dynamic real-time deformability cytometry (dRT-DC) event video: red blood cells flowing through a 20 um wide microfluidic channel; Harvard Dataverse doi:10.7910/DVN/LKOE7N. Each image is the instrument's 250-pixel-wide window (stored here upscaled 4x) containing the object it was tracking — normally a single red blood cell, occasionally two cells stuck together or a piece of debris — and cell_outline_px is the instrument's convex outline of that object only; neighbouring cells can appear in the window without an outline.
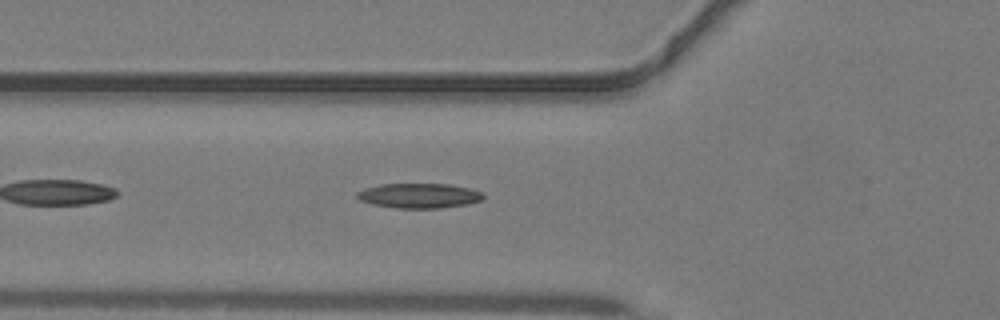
{"species": "common noctule bat (a hibernating species)", "species_latin": "Nyctalus noctula", "temperature_condition": "warm", "stored_images_in_passage": 32, "camera_frame_rate_fps": 3000, "um_per_image_px": 0.085, "animal": {"sex": "male", "body_mass_g": 19.2, "forearm_length_mm": 51.8}, "frame": {"image": 1, "passage_image": 4, "time_ms": 1.0, "image_size_px": [1000, 320], "cell_outline_px": [[484, 196], [480, 200], [468, 204], [440, 208], [396, 208], [372, 204], [360, 200], [356, 196], [356, 192], [364, 188], [380, 184], [448, 184], [468, 188], [480, 192]], "centroid_in_image_um": [35.57, 16.63], "position_along_channel_um": 90.2, "area_um2": 18.15}}
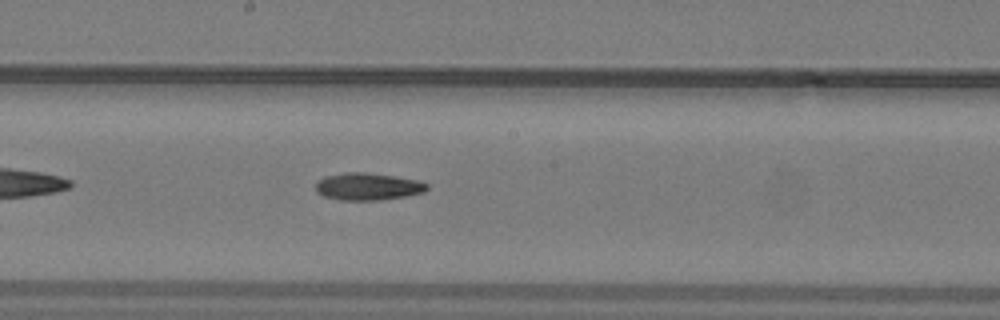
{"frame": {"image": 2, "passage_image": 12, "time_ms": 3.667, "image_size_px": [1000, 320], "cell_outline_px": [[428, 188], [424, 192], [404, 196], [380, 200], [340, 200], [324, 196], [316, 192], [316, 184], [324, 176], [344, 172], [364, 172], [420, 180], [428, 184]], "centroid_in_image_um": [31.26, 15.85], "position_along_channel_um": 216.9, "area_um2": 17.63}}
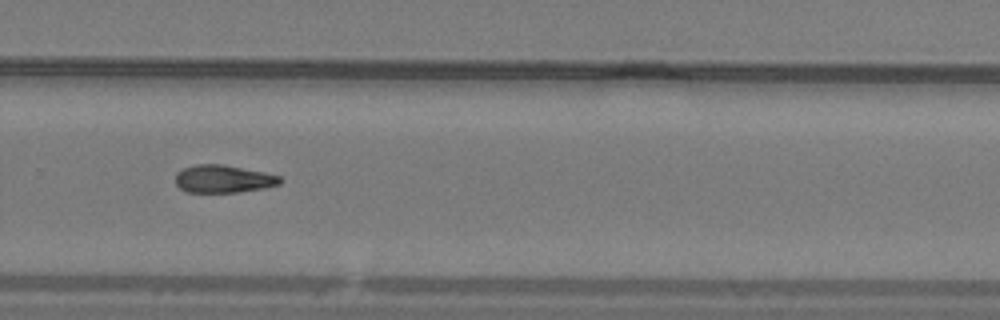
{"frame": {"image": 3, "passage_image": 18, "time_ms": 5.667, "image_size_px": [1000, 320], "cell_outline_px": [[284, 180], [280, 184], [264, 188], [240, 192], [188, 192], [180, 188], [176, 184], [176, 172], [184, 168], [196, 164], [224, 164], [264, 172], [280, 176]], "centroid_in_image_um": [19.01, 15.2], "position_along_channel_um": 310.8, "area_um2": 16.99}}